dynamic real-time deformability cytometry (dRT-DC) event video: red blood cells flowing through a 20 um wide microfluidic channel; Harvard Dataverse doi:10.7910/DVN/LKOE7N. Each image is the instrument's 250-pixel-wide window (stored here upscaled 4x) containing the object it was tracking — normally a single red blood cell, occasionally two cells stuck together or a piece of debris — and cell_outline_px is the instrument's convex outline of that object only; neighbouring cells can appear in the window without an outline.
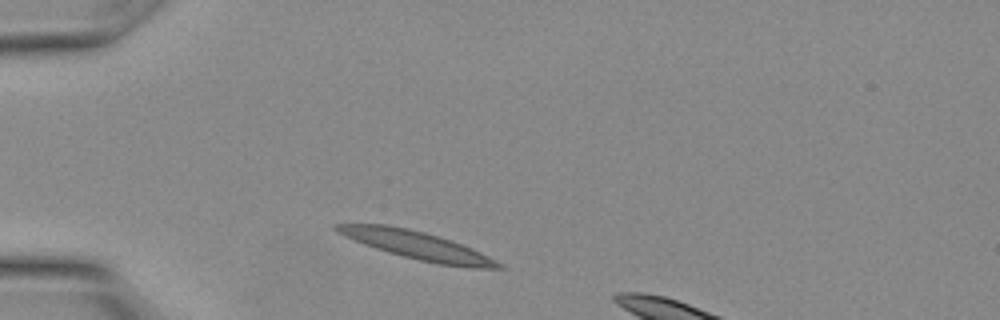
{"species": "Egyptian fruit bat (a non-hibernating species)", "species_latin": "Rousettus aegyptiacus", "temperature_condition": "warm", "stored_images_in_passage": 3, "camera_frame_rate_fps": 3000, "um_per_image_px": 0.085, "animal": {"sex": "female"}, "frame": {"image": 1, "passage_image": 1, "time_ms": 0.0, "image_size_px": [1000, 320], "cell_outline_px": [[508, 268], [468, 268], [440, 264], [420, 260], [388, 252], [364, 244], [344, 236], [336, 232], [332, 228], [332, 224], [384, 224], [408, 228], [424, 232], [452, 240], [472, 248], [504, 264]], "centroid_in_image_um": [35.46, 20.85], "position_along_channel_um": 49.5, "area_um2": 26.36}}